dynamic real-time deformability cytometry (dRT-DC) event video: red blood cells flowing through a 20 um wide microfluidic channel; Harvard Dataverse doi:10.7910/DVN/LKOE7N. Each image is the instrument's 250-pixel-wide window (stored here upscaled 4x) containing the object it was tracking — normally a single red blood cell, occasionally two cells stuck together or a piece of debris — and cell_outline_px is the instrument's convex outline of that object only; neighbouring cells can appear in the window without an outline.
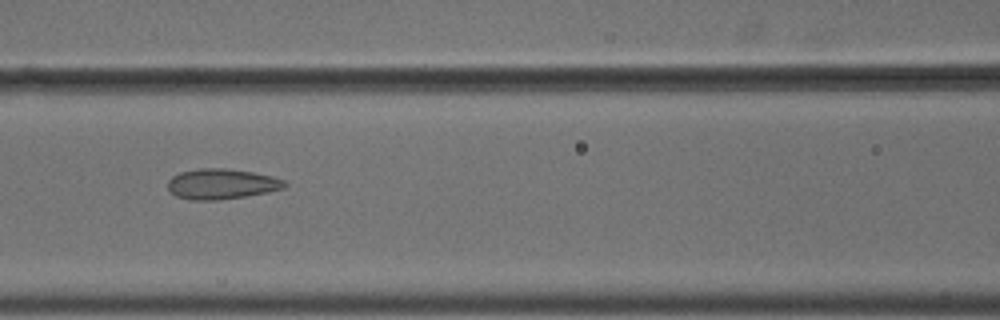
{"species": "common noctule bat (a hibernating species)", "species_latin": "Nyctalus noctula", "temperature_condition": "cold", "stored_images_in_passage": 11, "camera_frame_rate_fps": 3000, "um_per_image_px": 0.085, "animal": {"sex": "male", "body_mass_g": 18.8}, "frame": {"image": 1, "passage_image": 7, "time_ms": 2.0, "image_size_px": [1000, 320], "cell_outline_px": [[288, 184], [284, 188], [268, 192], [244, 196], [216, 200], [192, 200], [176, 196], [168, 192], [168, 180], [172, 176], [180, 172], [200, 168], [224, 168], [252, 172], [272, 176], [284, 180]], "centroid_in_image_um": [18.81, 15.63], "position_along_channel_um": 147.8, "area_um2": 20.69}}
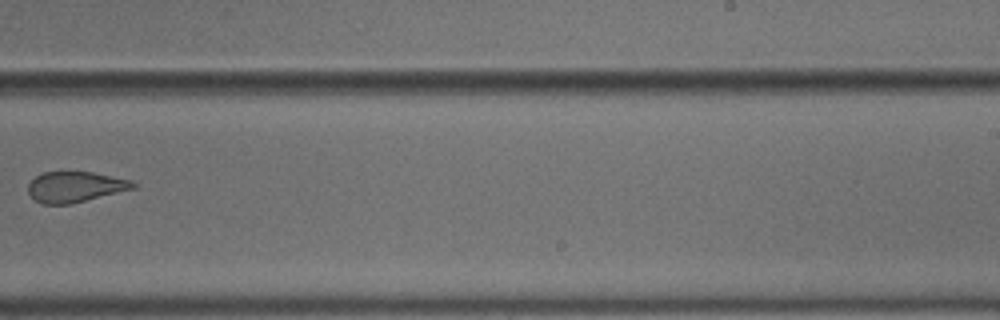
{"frame": {"image": 2, "passage_image": 10, "time_ms": 3.0, "image_size_px": [1000, 320], "cell_outline_px": [[136, 188], [72, 204], [44, 204], [36, 200], [28, 192], [28, 184], [36, 176], [44, 172], [92, 172], [132, 180], [136, 184]], "centroid_in_image_um": [6.42, 15.88], "position_along_channel_um": 282.6, "area_um2": 18.67}}
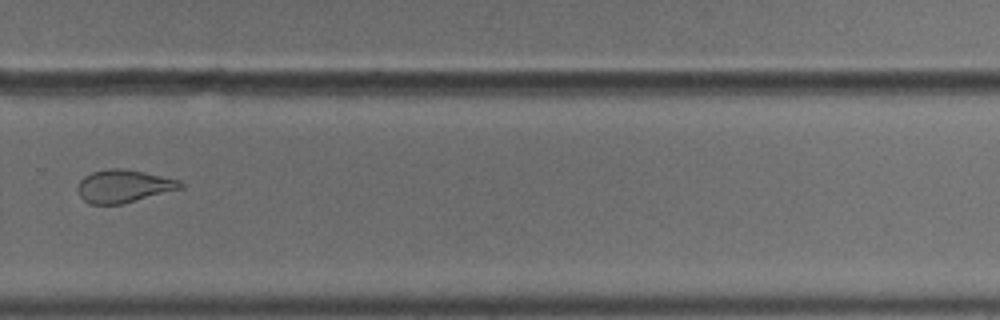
{"frame": {"image": 3, "passage_image": 11, "time_ms": 3.333, "image_size_px": [1000, 320], "cell_outline_px": [[184, 188], [120, 204], [92, 204], [84, 200], [80, 196], [76, 188], [80, 180], [84, 176], [92, 172], [108, 168], [116, 168], [144, 172], [180, 180], [184, 184]], "centroid_in_image_um": [10.51, 15.82], "position_along_channel_um": 319.3, "area_um2": 19.54}}